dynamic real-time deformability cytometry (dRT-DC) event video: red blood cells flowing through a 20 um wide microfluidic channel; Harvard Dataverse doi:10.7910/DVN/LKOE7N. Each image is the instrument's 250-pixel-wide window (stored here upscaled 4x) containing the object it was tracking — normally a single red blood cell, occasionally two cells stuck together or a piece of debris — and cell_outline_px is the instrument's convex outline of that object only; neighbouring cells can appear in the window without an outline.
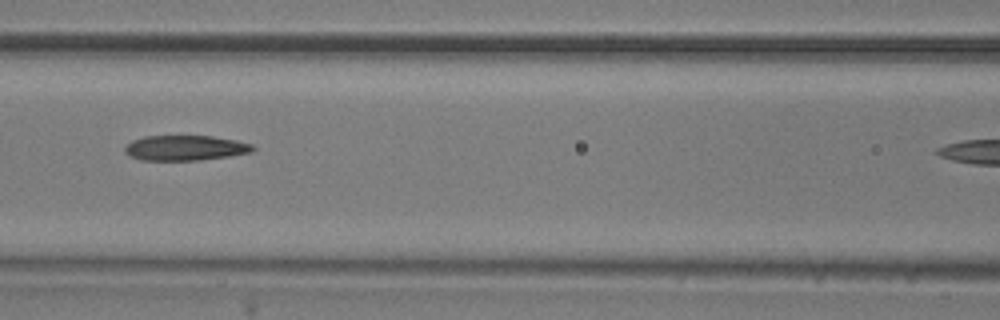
{"species": "common noctule bat (a hibernating species)", "species_latin": "Nyctalus noctula", "temperature_condition": "room temperature", "stored_images_in_passage": 6, "camera_frame_rate_fps": 3000, "um_per_image_px": 0.085, "animal": {"sex": "male", "body_mass_g": 20.5, "forearm_length_mm": 52.5}, "frame": {"image": 1, "passage_image": 5, "time_ms": 1.333, "image_size_px": [1000, 320], "cell_outline_px": [[256, 148], [252, 152], [228, 156], [200, 160], [140, 160], [124, 152], [124, 148], [132, 140], [144, 136], [212, 136], [236, 140], [252, 144]], "centroid_in_image_um": [15.76, 12.57], "position_along_channel_um": 150.8, "area_um2": 18.73}}